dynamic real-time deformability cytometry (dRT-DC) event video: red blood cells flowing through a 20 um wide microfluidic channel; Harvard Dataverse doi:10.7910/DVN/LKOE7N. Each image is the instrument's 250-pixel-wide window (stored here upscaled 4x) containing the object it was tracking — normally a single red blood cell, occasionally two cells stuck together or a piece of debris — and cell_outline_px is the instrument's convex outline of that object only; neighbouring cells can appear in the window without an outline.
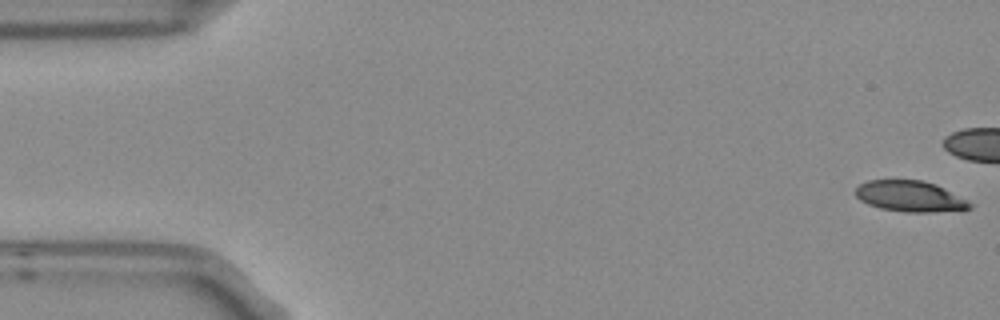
{"species": "Egyptian fruit bat (a non-hibernating species)", "species_latin": "Rousettus aegyptiacus", "temperature_condition": "room temperature", "stored_images_in_passage": 5, "camera_frame_rate_fps": 3000, "um_per_image_px": 0.085, "frame": {"image": 1, "passage_image": 1, "time_ms": 0.0, "image_size_px": [1000, 320], "cell_outline_px": [[972, 208], [928, 212], [904, 212], [880, 208], [868, 204], [860, 200], [856, 196], [856, 188], [860, 184], [868, 180], [924, 180], [936, 184], [968, 200], [972, 204]], "centroid_in_image_um": [77.34, 16.68], "position_along_channel_um": 7.7, "area_um2": 20.46}}
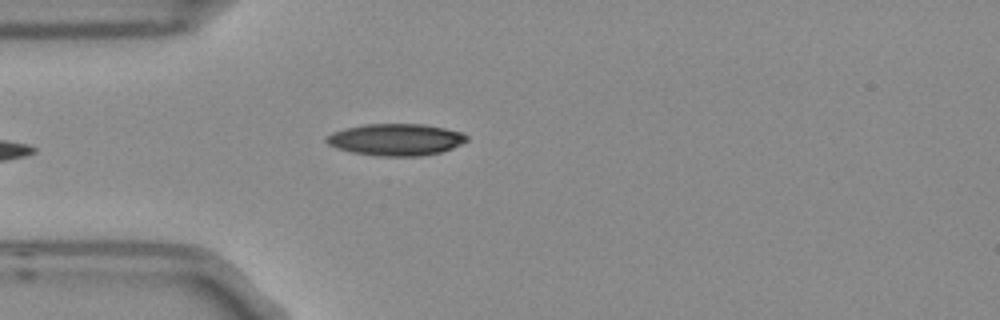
{"frame": {"image": 2, "passage_image": 5, "time_ms": 1.333, "image_size_px": [1000, 320], "cell_outline_px": [[468, 140], [452, 148], [440, 152], [420, 156], [380, 156], [352, 152], [336, 148], [328, 144], [324, 140], [324, 136], [332, 132], [344, 128], [364, 124], [424, 124], [444, 128], [460, 132], [468, 136]], "centroid_in_image_um": [33.6, 11.86], "position_along_channel_um": 51.4, "area_um2": 26.07}}